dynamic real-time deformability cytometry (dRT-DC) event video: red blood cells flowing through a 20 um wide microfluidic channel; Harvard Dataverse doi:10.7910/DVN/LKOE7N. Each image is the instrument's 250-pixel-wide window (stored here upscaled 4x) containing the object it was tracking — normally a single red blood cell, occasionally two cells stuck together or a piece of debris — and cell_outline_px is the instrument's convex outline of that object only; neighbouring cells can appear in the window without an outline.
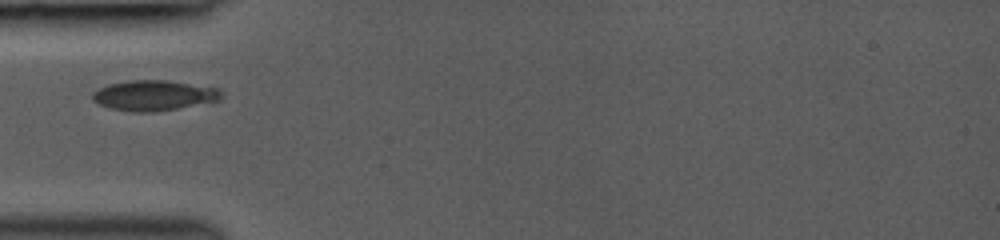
{"species": "common noctule bat (a hibernating species)", "species_latin": "Nyctalus noctula", "temperature_condition": "room temperature", "stored_images_in_passage": 28, "camera_frame_rate_fps": 3000, "um_per_image_px": 0.085, "animal": {"sex": "female", "body_mass_g": 19.0, "forearm_length_mm": 53.3}, "frame": {"image": 1, "passage_image": 1, "time_ms": 0.0, "image_size_px": [1000, 240], "cell_outline_px": [[220, 100], [176, 108], [152, 112], [132, 112], [108, 108], [92, 100], [92, 92], [108, 84], [128, 80], [168, 80], [220, 88]], "centroid_in_image_um": [13.04, 8.1], "position_along_channel_um": 72.0, "area_um2": 22.72}}
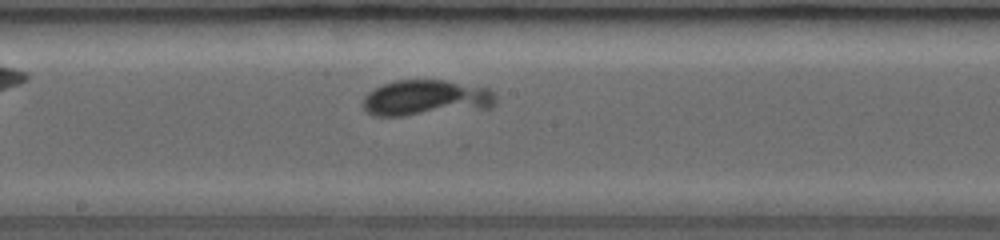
{"frame": {"image": 2, "passage_image": 11, "time_ms": 3.333, "image_size_px": [1000, 240], "cell_outline_px": [[496, 104], [492, 108], [404, 116], [372, 116], [364, 108], [364, 96], [368, 92], [384, 84], [396, 80], [444, 80], [488, 88], [496, 96]], "centroid_in_image_um": [36.24, 8.33], "position_along_channel_um": 212.0, "area_um2": 27.8}}
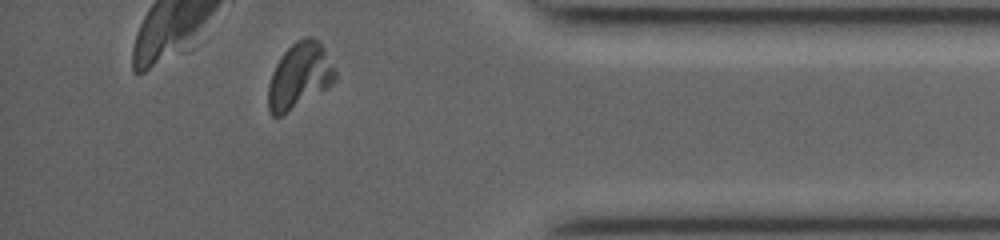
{"frame": {"image": 3, "passage_image": 26, "time_ms": 8.333, "image_size_px": [1000, 240], "cell_outline_px": [[336, 80], [328, 88], [280, 116], [272, 116], [268, 108], [268, 84], [272, 72], [280, 56], [296, 40], [308, 36], [312, 36], [324, 48], [336, 68]], "centroid_in_image_um": [25.47, 6.43], "position_along_channel_um": 409.7, "area_um2": 25.66}}